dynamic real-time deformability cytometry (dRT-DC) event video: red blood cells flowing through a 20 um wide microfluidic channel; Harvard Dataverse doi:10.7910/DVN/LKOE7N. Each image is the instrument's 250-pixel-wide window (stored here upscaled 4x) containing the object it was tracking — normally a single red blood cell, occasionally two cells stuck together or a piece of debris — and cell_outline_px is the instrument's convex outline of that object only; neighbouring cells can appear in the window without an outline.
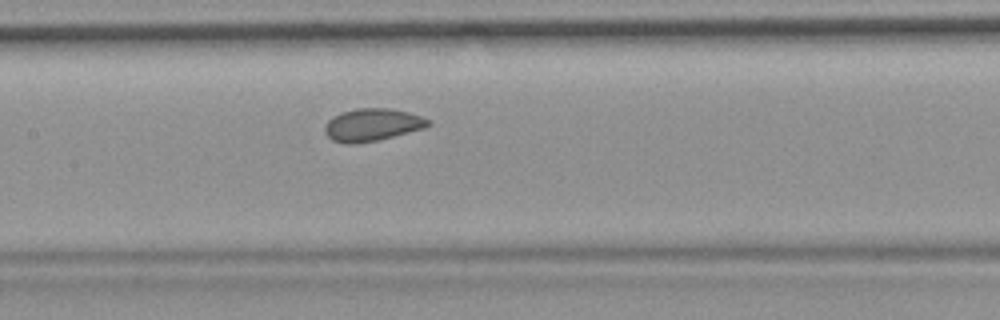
{"species": "common noctule bat (a hibernating species)", "species_latin": "Nyctalus noctula", "temperature_condition": "room temperature", "stored_images_in_passage": 7, "camera_frame_rate_fps": 3000, "um_per_image_px": 0.085, "animal": {"sex": "female", "body_mass_g": 19.9}, "frame": {"image": 1, "passage_image": 7, "time_ms": 2.0, "image_size_px": [1000, 320], "cell_outline_px": [[432, 124], [424, 128], [376, 140], [352, 144], [344, 144], [332, 140], [324, 132], [324, 124], [332, 116], [356, 108], [388, 108], [408, 112], [432, 120]], "centroid_in_image_um": [31.62, 10.6], "position_along_channel_um": 175.8, "area_um2": 19.54}}